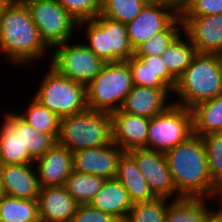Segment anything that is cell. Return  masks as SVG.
I'll return each instance as SVG.
<instances>
[{"label": "cell", "instance_id": "obj_1", "mask_svg": "<svg viewBox=\"0 0 222 222\" xmlns=\"http://www.w3.org/2000/svg\"><path fill=\"white\" fill-rule=\"evenodd\" d=\"M51 49L44 43L22 0H10L0 17V52L9 64L29 66L36 64ZM33 63V64H32Z\"/></svg>", "mask_w": 222, "mask_h": 222}, {"label": "cell", "instance_id": "obj_2", "mask_svg": "<svg viewBox=\"0 0 222 222\" xmlns=\"http://www.w3.org/2000/svg\"><path fill=\"white\" fill-rule=\"evenodd\" d=\"M164 155L181 197L210 198L217 200L214 203H222V193L210 178L202 136L192 134Z\"/></svg>", "mask_w": 222, "mask_h": 222}, {"label": "cell", "instance_id": "obj_3", "mask_svg": "<svg viewBox=\"0 0 222 222\" xmlns=\"http://www.w3.org/2000/svg\"><path fill=\"white\" fill-rule=\"evenodd\" d=\"M220 94H222V74L216 54L197 53L177 79L173 90L177 100H173L172 103L192 109L195 105Z\"/></svg>", "mask_w": 222, "mask_h": 222}, {"label": "cell", "instance_id": "obj_4", "mask_svg": "<svg viewBox=\"0 0 222 222\" xmlns=\"http://www.w3.org/2000/svg\"><path fill=\"white\" fill-rule=\"evenodd\" d=\"M112 142V118L106 111L87 109L60 119L57 144L71 152Z\"/></svg>", "mask_w": 222, "mask_h": 222}, {"label": "cell", "instance_id": "obj_5", "mask_svg": "<svg viewBox=\"0 0 222 222\" xmlns=\"http://www.w3.org/2000/svg\"><path fill=\"white\" fill-rule=\"evenodd\" d=\"M133 87L127 61L105 63L86 85L88 109L109 113L119 110Z\"/></svg>", "mask_w": 222, "mask_h": 222}, {"label": "cell", "instance_id": "obj_6", "mask_svg": "<svg viewBox=\"0 0 222 222\" xmlns=\"http://www.w3.org/2000/svg\"><path fill=\"white\" fill-rule=\"evenodd\" d=\"M81 30L85 31L84 44L104 63L127 61L134 55L124 23L98 15L94 19L78 22V31Z\"/></svg>", "mask_w": 222, "mask_h": 222}, {"label": "cell", "instance_id": "obj_7", "mask_svg": "<svg viewBox=\"0 0 222 222\" xmlns=\"http://www.w3.org/2000/svg\"><path fill=\"white\" fill-rule=\"evenodd\" d=\"M31 96L60 118L88 109L86 86L58 74L50 66Z\"/></svg>", "mask_w": 222, "mask_h": 222}, {"label": "cell", "instance_id": "obj_8", "mask_svg": "<svg viewBox=\"0 0 222 222\" xmlns=\"http://www.w3.org/2000/svg\"><path fill=\"white\" fill-rule=\"evenodd\" d=\"M193 134L190 108L171 103L149 121L147 149L166 153Z\"/></svg>", "mask_w": 222, "mask_h": 222}, {"label": "cell", "instance_id": "obj_9", "mask_svg": "<svg viewBox=\"0 0 222 222\" xmlns=\"http://www.w3.org/2000/svg\"><path fill=\"white\" fill-rule=\"evenodd\" d=\"M22 1L28 8L42 40L50 49L70 39L74 40L72 38L78 31V21L57 0Z\"/></svg>", "mask_w": 222, "mask_h": 222}, {"label": "cell", "instance_id": "obj_10", "mask_svg": "<svg viewBox=\"0 0 222 222\" xmlns=\"http://www.w3.org/2000/svg\"><path fill=\"white\" fill-rule=\"evenodd\" d=\"M51 51V61L48 60L50 67L58 74L85 86L97 76L105 64L83 42L72 44V41H67L55 46Z\"/></svg>", "mask_w": 222, "mask_h": 222}, {"label": "cell", "instance_id": "obj_11", "mask_svg": "<svg viewBox=\"0 0 222 222\" xmlns=\"http://www.w3.org/2000/svg\"><path fill=\"white\" fill-rule=\"evenodd\" d=\"M128 153L135 159L139 171L146 178L156 198H182L176 191L164 153L145 148L133 149Z\"/></svg>", "mask_w": 222, "mask_h": 222}, {"label": "cell", "instance_id": "obj_12", "mask_svg": "<svg viewBox=\"0 0 222 222\" xmlns=\"http://www.w3.org/2000/svg\"><path fill=\"white\" fill-rule=\"evenodd\" d=\"M178 16L179 14L167 5L147 3L133 21L125 24L133 49L164 31Z\"/></svg>", "mask_w": 222, "mask_h": 222}, {"label": "cell", "instance_id": "obj_13", "mask_svg": "<svg viewBox=\"0 0 222 222\" xmlns=\"http://www.w3.org/2000/svg\"><path fill=\"white\" fill-rule=\"evenodd\" d=\"M123 153L124 151L113 141L101 147L73 151V170L114 179Z\"/></svg>", "mask_w": 222, "mask_h": 222}, {"label": "cell", "instance_id": "obj_14", "mask_svg": "<svg viewBox=\"0 0 222 222\" xmlns=\"http://www.w3.org/2000/svg\"><path fill=\"white\" fill-rule=\"evenodd\" d=\"M1 123L0 165L35 163V159L22 140V119L16 112H6Z\"/></svg>", "mask_w": 222, "mask_h": 222}, {"label": "cell", "instance_id": "obj_15", "mask_svg": "<svg viewBox=\"0 0 222 222\" xmlns=\"http://www.w3.org/2000/svg\"><path fill=\"white\" fill-rule=\"evenodd\" d=\"M0 190L7 196L37 200L41 187L35 164L0 165Z\"/></svg>", "mask_w": 222, "mask_h": 222}, {"label": "cell", "instance_id": "obj_16", "mask_svg": "<svg viewBox=\"0 0 222 222\" xmlns=\"http://www.w3.org/2000/svg\"><path fill=\"white\" fill-rule=\"evenodd\" d=\"M181 19L198 53L216 54L222 49V13Z\"/></svg>", "mask_w": 222, "mask_h": 222}, {"label": "cell", "instance_id": "obj_17", "mask_svg": "<svg viewBox=\"0 0 222 222\" xmlns=\"http://www.w3.org/2000/svg\"><path fill=\"white\" fill-rule=\"evenodd\" d=\"M112 118V141L124 152L147 149L150 119L128 114L121 109L110 113Z\"/></svg>", "mask_w": 222, "mask_h": 222}, {"label": "cell", "instance_id": "obj_18", "mask_svg": "<svg viewBox=\"0 0 222 222\" xmlns=\"http://www.w3.org/2000/svg\"><path fill=\"white\" fill-rule=\"evenodd\" d=\"M34 164L41 188L64 186L73 172V155L69 149L56 143Z\"/></svg>", "mask_w": 222, "mask_h": 222}, {"label": "cell", "instance_id": "obj_19", "mask_svg": "<svg viewBox=\"0 0 222 222\" xmlns=\"http://www.w3.org/2000/svg\"><path fill=\"white\" fill-rule=\"evenodd\" d=\"M172 89H156L147 86H135L126 96L121 110L132 115L151 119L162 113L171 103ZM169 102V103H168Z\"/></svg>", "mask_w": 222, "mask_h": 222}, {"label": "cell", "instance_id": "obj_20", "mask_svg": "<svg viewBox=\"0 0 222 222\" xmlns=\"http://www.w3.org/2000/svg\"><path fill=\"white\" fill-rule=\"evenodd\" d=\"M37 202L42 222H71L79 206L65 186L41 188Z\"/></svg>", "mask_w": 222, "mask_h": 222}, {"label": "cell", "instance_id": "obj_21", "mask_svg": "<svg viewBox=\"0 0 222 222\" xmlns=\"http://www.w3.org/2000/svg\"><path fill=\"white\" fill-rule=\"evenodd\" d=\"M94 208L123 222L132 207L127 190L119 180L106 179L101 190L90 203Z\"/></svg>", "mask_w": 222, "mask_h": 222}, {"label": "cell", "instance_id": "obj_22", "mask_svg": "<svg viewBox=\"0 0 222 222\" xmlns=\"http://www.w3.org/2000/svg\"><path fill=\"white\" fill-rule=\"evenodd\" d=\"M115 178L127 190L132 204L149 202L156 198L146 178L139 171L135 159L128 152H124L121 156Z\"/></svg>", "mask_w": 222, "mask_h": 222}, {"label": "cell", "instance_id": "obj_23", "mask_svg": "<svg viewBox=\"0 0 222 222\" xmlns=\"http://www.w3.org/2000/svg\"><path fill=\"white\" fill-rule=\"evenodd\" d=\"M209 198L182 197L171 200L167 207L165 222H204L215 210L208 206Z\"/></svg>", "mask_w": 222, "mask_h": 222}, {"label": "cell", "instance_id": "obj_24", "mask_svg": "<svg viewBox=\"0 0 222 222\" xmlns=\"http://www.w3.org/2000/svg\"><path fill=\"white\" fill-rule=\"evenodd\" d=\"M193 134L204 136L222 132V94L199 103L192 109Z\"/></svg>", "mask_w": 222, "mask_h": 222}, {"label": "cell", "instance_id": "obj_25", "mask_svg": "<svg viewBox=\"0 0 222 222\" xmlns=\"http://www.w3.org/2000/svg\"><path fill=\"white\" fill-rule=\"evenodd\" d=\"M197 53L198 51L192 44L190 37L183 31L170 43L161 57L169 72L178 79Z\"/></svg>", "mask_w": 222, "mask_h": 222}, {"label": "cell", "instance_id": "obj_26", "mask_svg": "<svg viewBox=\"0 0 222 222\" xmlns=\"http://www.w3.org/2000/svg\"><path fill=\"white\" fill-rule=\"evenodd\" d=\"M29 101L25 109L16 114L36 131L50 134L57 140L61 118L33 97Z\"/></svg>", "mask_w": 222, "mask_h": 222}, {"label": "cell", "instance_id": "obj_27", "mask_svg": "<svg viewBox=\"0 0 222 222\" xmlns=\"http://www.w3.org/2000/svg\"><path fill=\"white\" fill-rule=\"evenodd\" d=\"M1 222H39L37 200L19 199L1 194L0 196Z\"/></svg>", "mask_w": 222, "mask_h": 222}, {"label": "cell", "instance_id": "obj_28", "mask_svg": "<svg viewBox=\"0 0 222 222\" xmlns=\"http://www.w3.org/2000/svg\"><path fill=\"white\" fill-rule=\"evenodd\" d=\"M105 178L74 171L66 179L65 187L71 197L79 204H90L101 190Z\"/></svg>", "mask_w": 222, "mask_h": 222}, {"label": "cell", "instance_id": "obj_29", "mask_svg": "<svg viewBox=\"0 0 222 222\" xmlns=\"http://www.w3.org/2000/svg\"><path fill=\"white\" fill-rule=\"evenodd\" d=\"M183 32V23L179 15L164 31L155 34L134 50L135 56H162L170 43Z\"/></svg>", "mask_w": 222, "mask_h": 222}, {"label": "cell", "instance_id": "obj_30", "mask_svg": "<svg viewBox=\"0 0 222 222\" xmlns=\"http://www.w3.org/2000/svg\"><path fill=\"white\" fill-rule=\"evenodd\" d=\"M146 4V0H102L100 15L126 24L133 21Z\"/></svg>", "mask_w": 222, "mask_h": 222}, {"label": "cell", "instance_id": "obj_31", "mask_svg": "<svg viewBox=\"0 0 222 222\" xmlns=\"http://www.w3.org/2000/svg\"><path fill=\"white\" fill-rule=\"evenodd\" d=\"M167 198H155L149 202L133 204L123 222H165Z\"/></svg>", "mask_w": 222, "mask_h": 222}, {"label": "cell", "instance_id": "obj_32", "mask_svg": "<svg viewBox=\"0 0 222 222\" xmlns=\"http://www.w3.org/2000/svg\"><path fill=\"white\" fill-rule=\"evenodd\" d=\"M213 185L222 193V132L202 136Z\"/></svg>", "mask_w": 222, "mask_h": 222}, {"label": "cell", "instance_id": "obj_33", "mask_svg": "<svg viewBox=\"0 0 222 222\" xmlns=\"http://www.w3.org/2000/svg\"><path fill=\"white\" fill-rule=\"evenodd\" d=\"M22 140L30 155L36 160L52 148L57 140L50 134L36 131L22 120Z\"/></svg>", "mask_w": 222, "mask_h": 222}, {"label": "cell", "instance_id": "obj_34", "mask_svg": "<svg viewBox=\"0 0 222 222\" xmlns=\"http://www.w3.org/2000/svg\"><path fill=\"white\" fill-rule=\"evenodd\" d=\"M133 84L135 86H147L156 89H171L151 68L140 58L133 55L127 60Z\"/></svg>", "mask_w": 222, "mask_h": 222}, {"label": "cell", "instance_id": "obj_35", "mask_svg": "<svg viewBox=\"0 0 222 222\" xmlns=\"http://www.w3.org/2000/svg\"><path fill=\"white\" fill-rule=\"evenodd\" d=\"M78 22L91 20L101 13L102 0H57Z\"/></svg>", "mask_w": 222, "mask_h": 222}, {"label": "cell", "instance_id": "obj_36", "mask_svg": "<svg viewBox=\"0 0 222 222\" xmlns=\"http://www.w3.org/2000/svg\"><path fill=\"white\" fill-rule=\"evenodd\" d=\"M222 13V0H185L181 17H198Z\"/></svg>", "mask_w": 222, "mask_h": 222}, {"label": "cell", "instance_id": "obj_37", "mask_svg": "<svg viewBox=\"0 0 222 222\" xmlns=\"http://www.w3.org/2000/svg\"><path fill=\"white\" fill-rule=\"evenodd\" d=\"M71 222H120L116 217L94 208L91 204L79 205Z\"/></svg>", "mask_w": 222, "mask_h": 222}, {"label": "cell", "instance_id": "obj_38", "mask_svg": "<svg viewBox=\"0 0 222 222\" xmlns=\"http://www.w3.org/2000/svg\"><path fill=\"white\" fill-rule=\"evenodd\" d=\"M149 68H151L157 75L172 89L174 90L177 84V79L169 72L165 62L161 56H137Z\"/></svg>", "mask_w": 222, "mask_h": 222}, {"label": "cell", "instance_id": "obj_39", "mask_svg": "<svg viewBox=\"0 0 222 222\" xmlns=\"http://www.w3.org/2000/svg\"><path fill=\"white\" fill-rule=\"evenodd\" d=\"M147 3L163 4L173 8L179 15L183 10L185 0H146Z\"/></svg>", "mask_w": 222, "mask_h": 222}, {"label": "cell", "instance_id": "obj_40", "mask_svg": "<svg viewBox=\"0 0 222 222\" xmlns=\"http://www.w3.org/2000/svg\"><path fill=\"white\" fill-rule=\"evenodd\" d=\"M204 222H222V203L217 207Z\"/></svg>", "mask_w": 222, "mask_h": 222}, {"label": "cell", "instance_id": "obj_41", "mask_svg": "<svg viewBox=\"0 0 222 222\" xmlns=\"http://www.w3.org/2000/svg\"><path fill=\"white\" fill-rule=\"evenodd\" d=\"M216 56H217L220 72L222 74V49L216 53Z\"/></svg>", "mask_w": 222, "mask_h": 222}, {"label": "cell", "instance_id": "obj_42", "mask_svg": "<svg viewBox=\"0 0 222 222\" xmlns=\"http://www.w3.org/2000/svg\"><path fill=\"white\" fill-rule=\"evenodd\" d=\"M10 0H0V17L2 10L4 9L5 5L9 2Z\"/></svg>", "mask_w": 222, "mask_h": 222}]
</instances>
